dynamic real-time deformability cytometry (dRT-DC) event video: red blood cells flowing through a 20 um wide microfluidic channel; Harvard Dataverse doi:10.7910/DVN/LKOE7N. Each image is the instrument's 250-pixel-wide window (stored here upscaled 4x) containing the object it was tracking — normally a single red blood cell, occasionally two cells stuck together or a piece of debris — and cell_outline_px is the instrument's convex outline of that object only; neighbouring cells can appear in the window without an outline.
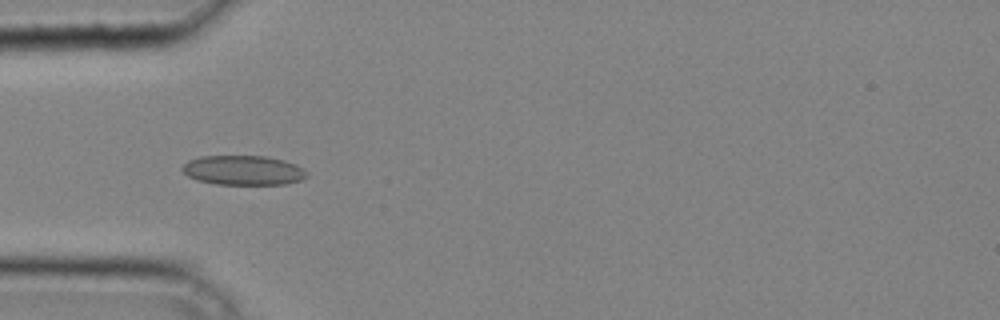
{"species": "common noctule bat (a hibernating species)", "species_latin": "Nyctalus noctula", "temperature_condition": "cold", "stored_images_in_passage": 40, "camera_frame_rate_fps": 3000, "um_per_image_px": 0.085, "animal": {"sex": "male", "body_mass_g": 20.4}, "frame": {"image": 1, "passage_image": 12, "time_ms": 3.667, "image_size_px": [1000, 320], "cell_outline_px": [[308, 176], [300, 180], [284, 184], [216, 184], [196, 180], [188, 176], [180, 168], [188, 160], [200, 156], [264, 156], [284, 160], [296, 164], [308, 172]], "centroid_in_image_um": [20.67, 14.47], "position_along_channel_um": 64.3, "area_um2": 21.5}}
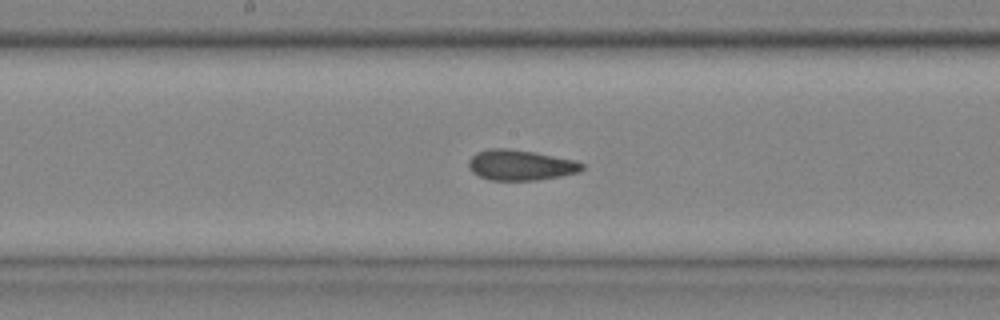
{"frame": {"image": 2, "passage_image": 21, "time_ms": 6.667, "image_size_px": [1000, 320], "cell_outline_px": [[584, 168], [580, 172], [560, 176], [536, 180], [492, 180], [480, 176], [472, 172], [468, 168], [468, 160], [476, 152], [488, 148], [504, 148], [536, 152], [576, 160], [584, 164]], "centroid_in_image_um": [44.25, 14.02], "position_along_channel_um": 204.0, "area_um2": 20.29}}
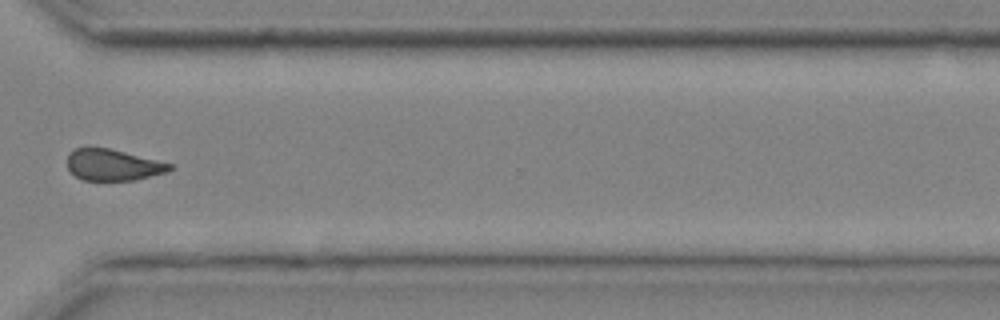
{"frame": {"image": 3, "passage_image": 31, "time_ms": 10.0, "image_size_px": [1000, 320], "cell_outline_px": [[176, 168], [168, 172], [136, 180], [84, 180], [76, 176], [68, 168], [68, 152], [72, 148], [88, 144], [108, 148], [172, 164]], "centroid_in_image_um": [9.57, 13.98], "position_along_channel_um": 361.0, "area_um2": 19.13}}